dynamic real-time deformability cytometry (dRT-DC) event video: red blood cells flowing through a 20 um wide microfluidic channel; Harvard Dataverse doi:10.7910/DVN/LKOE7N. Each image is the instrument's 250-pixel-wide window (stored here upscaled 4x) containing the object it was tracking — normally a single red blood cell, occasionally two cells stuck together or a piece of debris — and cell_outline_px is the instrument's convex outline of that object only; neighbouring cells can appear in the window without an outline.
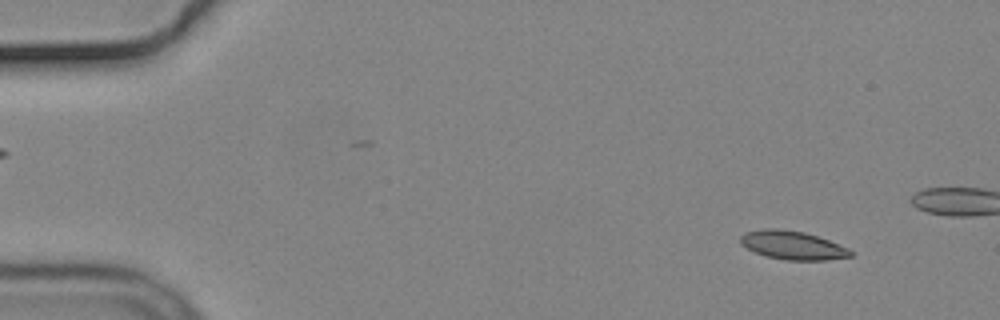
{"species": "common noctule bat (a hibernating species)", "species_latin": "Nyctalus noctula", "temperature_condition": "cold", "stored_images_in_passage": 56, "camera_frame_rate_fps": 3000, "um_per_image_px": 0.085, "animal": {"sex": "male", "body_mass_g": 19.2, "forearm_length_mm": 51.8}, "frame": {"image": 1, "passage_image": 5, "time_ms": 1.333, "image_size_px": [1000, 320], "cell_outline_px": [[852, 256], [824, 260], [784, 260], [768, 256], [756, 252], [740, 244], [740, 236], [744, 232], [764, 228], [776, 228], [804, 232], [828, 240], [848, 248], [852, 252]], "centroid_in_image_um": [67.34, 20.83], "position_along_channel_um": 17.7, "area_um2": 18.15}}
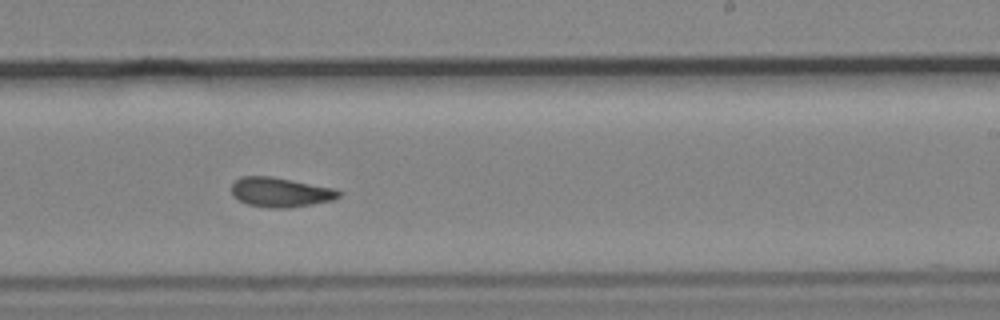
{"frame": {"image": 2, "passage_image": 34, "time_ms": 11.0, "image_size_px": [1000, 320], "cell_outline_px": [[340, 196], [332, 200], [312, 204], [288, 208], [272, 208], [248, 204], [232, 196], [232, 184], [240, 176], [272, 176], [336, 188], [340, 192]], "centroid_in_image_um": [23.84, 16.33], "position_along_channel_um": 265.2, "area_um2": 18.5}}
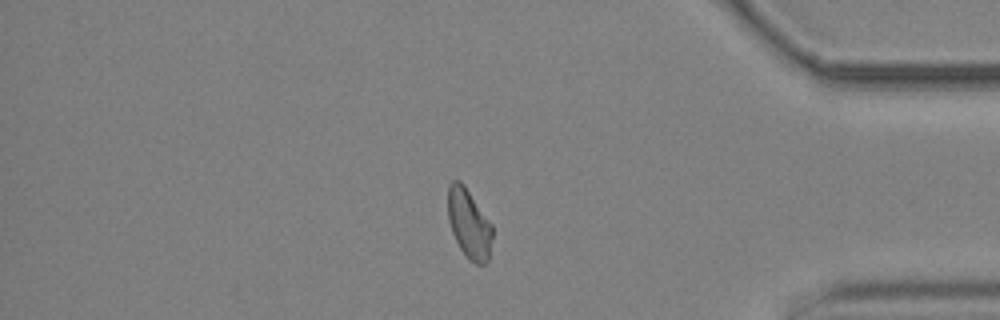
{"frame": {"image": 3, "passage_image": 47, "time_ms": 15.333, "image_size_px": [1000, 320], "cell_outline_px": [[492, 240], [488, 260], [484, 264], [476, 264], [468, 260], [460, 248], [452, 232], [448, 220], [448, 184], [452, 180], [460, 180], [464, 184], [492, 224]], "centroid_in_image_um": [39.86, 19.01], "position_along_channel_um": 395.3, "area_um2": 18.09}, "authors_computed_cell_mechanics": {"area_um2": 18.207, "velocity_mm_per_s": 3.6724, "shape_relaxation_time_tau1_ms": null, "shape_relaxation_time_tau2_ms": 4.8756, "deformation_change_tau1": null, "deformation_change_tau2": 0.1029}}